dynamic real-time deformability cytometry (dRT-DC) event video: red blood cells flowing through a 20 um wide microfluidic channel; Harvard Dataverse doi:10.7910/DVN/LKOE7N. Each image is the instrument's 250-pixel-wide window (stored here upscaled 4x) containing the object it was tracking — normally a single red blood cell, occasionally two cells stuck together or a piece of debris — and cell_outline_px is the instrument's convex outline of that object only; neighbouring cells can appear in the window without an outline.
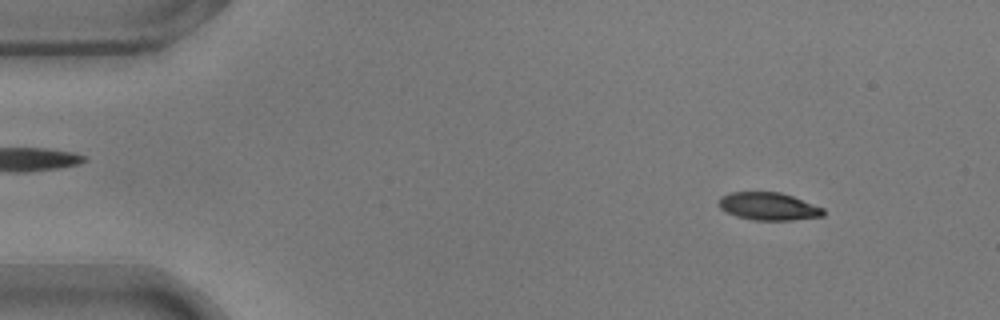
{"species": "common noctule bat (a hibernating species)", "species_latin": "Nyctalus noctula", "temperature_condition": "warm", "stored_images_in_passage": 54, "camera_frame_rate_fps": 3000, "um_per_image_px": 0.085, "animal": {"sex": "male", "body_mass_g": 17.9}, "frame": {"image": 1, "passage_image": 6, "time_ms": 1.667, "image_size_px": [1000, 320], "cell_outline_px": [[824, 216], [792, 220], [756, 220], [736, 216], [720, 208], [720, 196], [732, 192], [780, 192], [792, 196], [824, 208]], "centroid_in_image_um": [65.35, 17.54], "position_along_channel_um": 19.7, "area_um2": 16.7}}
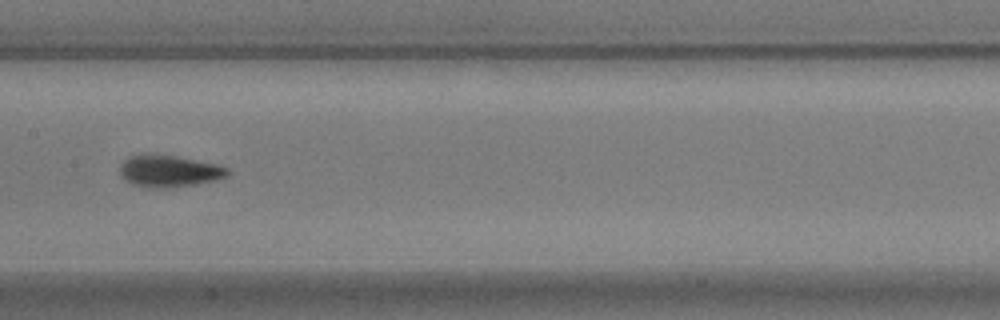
{"frame": {"image": 2, "passage_image": 27, "time_ms": 8.667, "image_size_px": [1000, 320], "cell_outline_px": [[232, 172], [228, 176], [216, 180], [196, 184], [168, 188], [148, 188], [132, 184], [120, 176], [120, 164], [128, 156], [140, 152], [176, 156], [220, 164], [228, 168]], "centroid_in_image_um": [14.37, 14.52], "position_along_channel_um": 193.0, "area_um2": 20.63}}
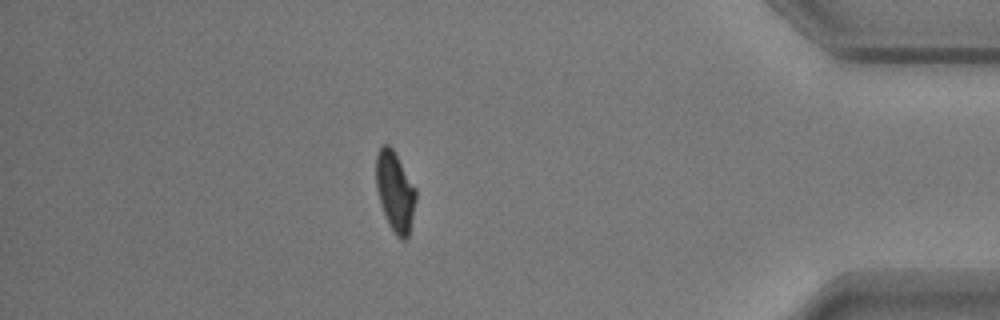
{"frame": {"image": 3, "passage_image": 47, "time_ms": 15.333, "image_size_px": [1000, 320], "cell_outline_px": [[416, 200], [408, 236], [404, 240], [400, 240], [396, 236], [388, 224], [384, 216], [380, 204], [376, 188], [376, 156], [380, 144], [388, 144], [392, 148], [416, 188]], "centroid_in_image_um": [33.56, 16.28], "position_along_channel_um": 401.6, "area_um2": 18.67}, "authors_computed_cell_mechanics": {"area_um2": 18.6694, "velocity_mm_per_s": 3.7347, "shape_relaxation_time_tau1_ms": 3.754, "shape_relaxation_time_tau2_ms": 1.1759, "deformation_change_tau1": 0.1549, "deformation_change_tau2": 0.0603}}